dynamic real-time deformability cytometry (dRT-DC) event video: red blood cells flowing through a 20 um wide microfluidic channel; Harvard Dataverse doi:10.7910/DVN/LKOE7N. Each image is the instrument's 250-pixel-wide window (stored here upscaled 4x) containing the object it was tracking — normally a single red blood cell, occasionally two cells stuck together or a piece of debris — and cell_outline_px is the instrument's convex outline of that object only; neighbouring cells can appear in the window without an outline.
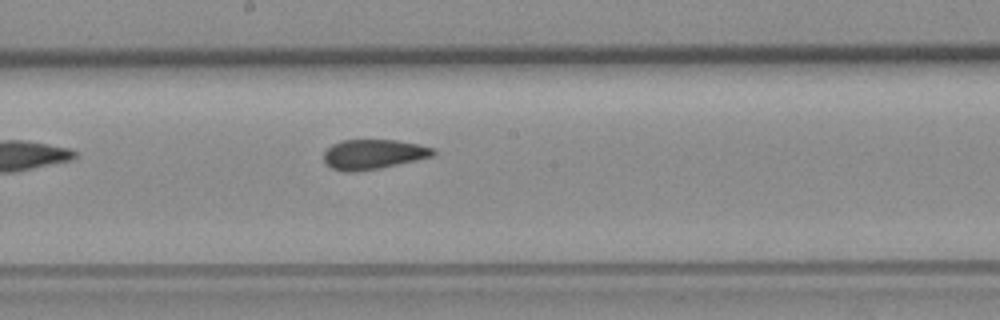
{"species": "common noctule bat (a hibernating species)", "species_latin": "Nyctalus noctula", "temperature_condition": "room temperature", "stored_images_in_passage": 8, "camera_frame_rate_fps": 3000, "um_per_image_px": 0.085, "animal": {"sex": "female", "body_mass_g": 19.3, "forearm_length_mm": 54.1}, "frame": {"image": 1, "passage_image": 8, "time_ms": 8.333, "image_size_px": [1000, 320], "cell_outline_px": [[436, 156], [380, 168], [356, 172], [344, 172], [332, 168], [324, 160], [324, 152], [332, 144], [344, 140], [396, 140], [436, 148]], "centroid_in_image_um": [31.77, 13.12], "position_along_channel_um": 216.4, "area_um2": 19.07}}